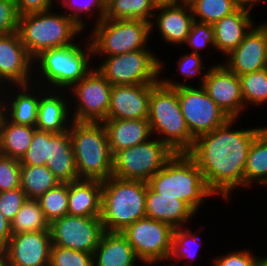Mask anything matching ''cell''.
<instances>
[{
	"label": "cell",
	"mask_w": 267,
	"mask_h": 266,
	"mask_svg": "<svg viewBox=\"0 0 267 266\" xmlns=\"http://www.w3.org/2000/svg\"><path fill=\"white\" fill-rule=\"evenodd\" d=\"M237 119L230 118L210 133L197 137L187 152L203 173L209 190L230 200L235 188H244V170L251 143L264 128L234 129Z\"/></svg>",
	"instance_id": "cell-1"
},
{
	"label": "cell",
	"mask_w": 267,
	"mask_h": 266,
	"mask_svg": "<svg viewBox=\"0 0 267 266\" xmlns=\"http://www.w3.org/2000/svg\"><path fill=\"white\" fill-rule=\"evenodd\" d=\"M147 185L159 196H174L195 214L205 200L215 195L209 190L195 160L187 152L175 153Z\"/></svg>",
	"instance_id": "cell-2"
},
{
	"label": "cell",
	"mask_w": 267,
	"mask_h": 266,
	"mask_svg": "<svg viewBox=\"0 0 267 266\" xmlns=\"http://www.w3.org/2000/svg\"><path fill=\"white\" fill-rule=\"evenodd\" d=\"M86 41L84 49L75 42L63 47L42 51L33 59V66L35 67L33 68L35 69L33 74L38 78L33 80V83L41 88V82L38 84L37 81L42 78L40 80L42 81L41 84L43 85L46 82V89H63L65 91L78 83L93 69L92 63H90L91 57H93V48L89 39H86ZM37 76H40V78Z\"/></svg>",
	"instance_id": "cell-3"
},
{
	"label": "cell",
	"mask_w": 267,
	"mask_h": 266,
	"mask_svg": "<svg viewBox=\"0 0 267 266\" xmlns=\"http://www.w3.org/2000/svg\"><path fill=\"white\" fill-rule=\"evenodd\" d=\"M79 179L105 181L113 173V154L102 122L72 121L69 128Z\"/></svg>",
	"instance_id": "cell-4"
},
{
	"label": "cell",
	"mask_w": 267,
	"mask_h": 266,
	"mask_svg": "<svg viewBox=\"0 0 267 266\" xmlns=\"http://www.w3.org/2000/svg\"><path fill=\"white\" fill-rule=\"evenodd\" d=\"M147 182L114 176L102 181L101 222L107 232H122L146 217Z\"/></svg>",
	"instance_id": "cell-5"
},
{
	"label": "cell",
	"mask_w": 267,
	"mask_h": 266,
	"mask_svg": "<svg viewBox=\"0 0 267 266\" xmlns=\"http://www.w3.org/2000/svg\"><path fill=\"white\" fill-rule=\"evenodd\" d=\"M148 121L153 137L166 143L175 153L188 152L195 139L182 114L178 93L161 81L151 84Z\"/></svg>",
	"instance_id": "cell-6"
},
{
	"label": "cell",
	"mask_w": 267,
	"mask_h": 266,
	"mask_svg": "<svg viewBox=\"0 0 267 266\" xmlns=\"http://www.w3.org/2000/svg\"><path fill=\"white\" fill-rule=\"evenodd\" d=\"M52 10L20 16L18 33L28 54L34 59L42 51L75 43L84 33L66 13Z\"/></svg>",
	"instance_id": "cell-7"
},
{
	"label": "cell",
	"mask_w": 267,
	"mask_h": 266,
	"mask_svg": "<svg viewBox=\"0 0 267 266\" xmlns=\"http://www.w3.org/2000/svg\"><path fill=\"white\" fill-rule=\"evenodd\" d=\"M93 25L89 41L94 57L98 54L109 57L148 48L151 25L146 21L103 18Z\"/></svg>",
	"instance_id": "cell-8"
},
{
	"label": "cell",
	"mask_w": 267,
	"mask_h": 266,
	"mask_svg": "<svg viewBox=\"0 0 267 266\" xmlns=\"http://www.w3.org/2000/svg\"><path fill=\"white\" fill-rule=\"evenodd\" d=\"M163 63L148 47L104 57L96 69L111 85L154 84L160 81Z\"/></svg>",
	"instance_id": "cell-9"
},
{
	"label": "cell",
	"mask_w": 267,
	"mask_h": 266,
	"mask_svg": "<svg viewBox=\"0 0 267 266\" xmlns=\"http://www.w3.org/2000/svg\"><path fill=\"white\" fill-rule=\"evenodd\" d=\"M174 154L175 152L158 138L148 139L113 155L112 176L147 182Z\"/></svg>",
	"instance_id": "cell-10"
},
{
	"label": "cell",
	"mask_w": 267,
	"mask_h": 266,
	"mask_svg": "<svg viewBox=\"0 0 267 266\" xmlns=\"http://www.w3.org/2000/svg\"><path fill=\"white\" fill-rule=\"evenodd\" d=\"M173 230L166 222L144 217L128 225L121 233L127 238L140 263L154 266L168 261Z\"/></svg>",
	"instance_id": "cell-11"
},
{
	"label": "cell",
	"mask_w": 267,
	"mask_h": 266,
	"mask_svg": "<svg viewBox=\"0 0 267 266\" xmlns=\"http://www.w3.org/2000/svg\"><path fill=\"white\" fill-rule=\"evenodd\" d=\"M175 88L182 114L194 139L225 124L230 117L198 85Z\"/></svg>",
	"instance_id": "cell-12"
},
{
	"label": "cell",
	"mask_w": 267,
	"mask_h": 266,
	"mask_svg": "<svg viewBox=\"0 0 267 266\" xmlns=\"http://www.w3.org/2000/svg\"><path fill=\"white\" fill-rule=\"evenodd\" d=\"M112 85L94 67L69 90L75 105L70 111L73 121L102 122L107 119ZM75 108V109H74ZM73 113V114H72Z\"/></svg>",
	"instance_id": "cell-13"
},
{
	"label": "cell",
	"mask_w": 267,
	"mask_h": 266,
	"mask_svg": "<svg viewBox=\"0 0 267 266\" xmlns=\"http://www.w3.org/2000/svg\"><path fill=\"white\" fill-rule=\"evenodd\" d=\"M104 232L100 217L67 214L50 223L52 245L92 254Z\"/></svg>",
	"instance_id": "cell-14"
},
{
	"label": "cell",
	"mask_w": 267,
	"mask_h": 266,
	"mask_svg": "<svg viewBox=\"0 0 267 266\" xmlns=\"http://www.w3.org/2000/svg\"><path fill=\"white\" fill-rule=\"evenodd\" d=\"M202 87L230 118L238 119L244 113V99L239 77L223 62L210 65Z\"/></svg>",
	"instance_id": "cell-15"
},
{
	"label": "cell",
	"mask_w": 267,
	"mask_h": 266,
	"mask_svg": "<svg viewBox=\"0 0 267 266\" xmlns=\"http://www.w3.org/2000/svg\"><path fill=\"white\" fill-rule=\"evenodd\" d=\"M50 230L13 234L4 246L7 266H49Z\"/></svg>",
	"instance_id": "cell-16"
},
{
	"label": "cell",
	"mask_w": 267,
	"mask_h": 266,
	"mask_svg": "<svg viewBox=\"0 0 267 266\" xmlns=\"http://www.w3.org/2000/svg\"><path fill=\"white\" fill-rule=\"evenodd\" d=\"M226 57L223 64L237 76L267 68V25H254Z\"/></svg>",
	"instance_id": "cell-17"
},
{
	"label": "cell",
	"mask_w": 267,
	"mask_h": 266,
	"mask_svg": "<svg viewBox=\"0 0 267 266\" xmlns=\"http://www.w3.org/2000/svg\"><path fill=\"white\" fill-rule=\"evenodd\" d=\"M33 58L17 32L0 35V74L10 86L33 84ZM32 69V70H31Z\"/></svg>",
	"instance_id": "cell-18"
},
{
	"label": "cell",
	"mask_w": 267,
	"mask_h": 266,
	"mask_svg": "<svg viewBox=\"0 0 267 266\" xmlns=\"http://www.w3.org/2000/svg\"><path fill=\"white\" fill-rule=\"evenodd\" d=\"M151 84L112 85L107 119H148Z\"/></svg>",
	"instance_id": "cell-19"
},
{
	"label": "cell",
	"mask_w": 267,
	"mask_h": 266,
	"mask_svg": "<svg viewBox=\"0 0 267 266\" xmlns=\"http://www.w3.org/2000/svg\"><path fill=\"white\" fill-rule=\"evenodd\" d=\"M155 11L150 23L151 33L156 28L168 45H184L194 22L189 3L157 6Z\"/></svg>",
	"instance_id": "cell-20"
},
{
	"label": "cell",
	"mask_w": 267,
	"mask_h": 266,
	"mask_svg": "<svg viewBox=\"0 0 267 266\" xmlns=\"http://www.w3.org/2000/svg\"><path fill=\"white\" fill-rule=\"evenodd\" d=\"M42 89L35 127L53 133L68 131L73 120L69 113L71 101L66 100L65 96L67 93L63 90L46 89L44 85Z\"/></svg>",
	"instance_id": "cell-21"
},
{
	"label": "cell",
	"mask_w": 267,
	"mask_h": 266,
	"mask_svg": "<svg viewBox=\"0 0 267 266\" xmlns=\"http://www.w3.org/2000/svg\"><path fill=\"white\" fill-rule=\"evenodd\" d=\"M251 9L247 6H240L235 12L212 25L215 35V50L218 53L227 56L237 48L246 34L256 24L252 19Z\"/></svg>",
	"instance_id": "cell-22"
},
{
	"label": "cell",
	"mask_w": 267,
	"mask_h": 266,
	"mask_svg": "<svg viewBox=\"0 0 267 266\" xmlns=\"http://www.w3.org/2000/svg\"><path fill=\"white\" fill-rule=\"evenodd\" d=\"M102 123L113 155L153 137L148 119H105Z\"/></svg>",
	"instance_id": "cell-23"
},
{
	"label": "cell",
	"mask_w": 267,
	"mask_h": 266,
	"mask_svg": "<svg viewBox=\"0 0 267 266\" xmlns=\"http://www.w3.org/2000/svg\"><path fill=\"white\" fill-rule=\"evenodd\" d=\"M31 85L32 84L9 86V91L7 90L5 93V117L9 121L15 124L29 125L32 127L36 126L42 89L39 88L38 91L37 85H35L36 87L34 86V83L33 86ZM15 88L18 90L16 91ZM9 98L10 100H8Z\"/></svg>",
	"instance_id": "cell-24"
},
{
	"label": "cell",
	"mask_w": 267,
	"mask_h": 266,
	"mask_svg": "<svg viewBox=\"0 0 267 266\" xmlns=\"http://www.w3.org/2000/svg\"><path fill=\"white\" fill-rule=\"evenodd\" d=\"M195 213L174 196H159L147 185L146 217L170 224L173 228L184 227Z\"/></svg>",
	"instance_id": "cell-25"
},
{
	"label": "cell",
	"mask_w": 267,
	"mask_h": 266,
	"mask_svg": "<svg viewBox=\"0 0 267 266\" xmlns=\"http://www.w3.org/2000/svg\"><path fill=\"white\" fill-rule=\"evenodd\" d=\"M60 183L79 180L69 130L55 133L48 141V161L45 164Z\"/></svg>",
	"instance_id": "cell-26"
},
{
	"label": "cell",
	"mask_w": 267,
	"mask_h": 266,
	"mask_svg": "<svg viewBox=\"0 0 267 266\" xmlns=\"http://www.w3.org/2000/svg\"><path fill=\"white\" fill-rule=\"evenodd\" d=\"M68 214L101 217L102 181L79 179L68 183Z\"/></svg>",
	"instance_id": "cell-27"
},
{
	"label": "cell",
	"mask_w": 267,
	"mask_h": 266,
	"mask_svg": "<svg viewBox=\"0 0 267 266\" xmlns=\"http://www.w3.org/2000/svg\"><path fill=\"white\" fill-rule=\"evenodd\" d=\"M138 260L121 232L105 231L93 253V266H136Z\"/></svg>",
	"instance_id": "cell-28"
},
{
	"label": "cell",
	"mask_w": 267,
	"mask_h": 266,
	"mask_svg": "<svg viewBox=\"0 0 267 266\" xmlns=\"http://www.w3.org/2000/svg\"><path fill=\"white\" fill-rule=\"evenodd\" d=\"M36 129L15 124L5 117L0 124V154L20 160L30 146Z\"/></svg>",
	"instance_id": "cell-29"
},
{
	"label": "cell",
	"mask_w": 267,
	"mask_h": 266,
	"mask_svg": "<svg viewBox=\"0 0 267 266\" xmlns=\"http://www.w3.org/2000/svg\"><path fill=\"white\" fill-rule=\"evenodd\" d=\"M267 186V126L253 139L244 170V187Z\"/></svg>",
	"instance_id": "cell-30"
},
{
	"label": "cell",
	"mask_w": 267,
	"mask_h": 266,
	"mask_svg": "<svg viewBox=\"0 0 267 266\" xmlns=\"http://www.w3.org/2000/svg\"><path fill=\"white\" fill-rule=\"evenodd\" d=\"M156 7L154 0H106L103 18L138 19L151 23Z\"/></svg>",
	"instance_id": "cell-31"
},
{
	"label": "cell",
	"mask_w": 267,
	"mask_h": 266,
	"mask_svg": "<svg viewBox=\"0 0 267 266\" xmlns=\"http://www.w3.org/2000/svg\"><path fill=\"white\" fill-rule=\"evenodd\" d=\"M20 174V188L25 192L28 199L37 200L49 189L60 184V181L46 165H20Z\"/></svg>",
	"instance_id": "cell-32"
},
{
	"label": "cell",
	"mask_w": 267,
	"mask_h": 266,
	"mask_svg": "<svg viewBox=\"0 0 267 266\" xmlns=\"http://www.w3.org/2000/svg\"><path fill=\"white\" fill-rule=\"evenodd\" d=\"M42 230H50V223L46 219L39 202L35 199H28L11 222L12 234Z\"/></svg>",
	"instance_id": "cell-33"
},
{
	"label": "cell",
	"mask_w": 267,
	"mask_h": 266,
	"mask_svg": "<svg viewBox=\"0 0 267 266\" xmlns=\"http://www.w3.org/2000/svg\"><path fill=\"white\" fill-rule=\"evenodd\" d=\"M189 5L194 21L211 25L241 6L235 0H189Z\"/></svg>",
	"instance_id": "cell-34"
},
{
	"label": "cell",
	"mask_w": 267,
	"mask_h": 266,
	"mask_svg": "<svg viewBox=\"0 0 267 266\" xmlns=\"http://www.w3.org/2000/svg\"><path fill=\"white\" fill-rule=\"evenodd\" d=\"M244 99V109L247 105L261 106L267 103V68L238 76Z\"/></svg>",
	"instance_id": "cell-35"
},
{
	"label": "cell",
	"mask_w": 267,
	"mask_h": 266,
	"mask_svg": "<svg viewBox=\"0 0 267 266\" xmlns=\"http://www.w3.org/2000/svg\"><path fill=\"white\" fill-rule=\"evenodd\" d=\"M201 236L197 235V233L192 231L191 229H185L184 227L174 228L173 237H172V245H171V253L168 261L172 260L175 262L176 260L179 262L180 260H184L187 262H194V259L198 257L199 246L198 244ZM198 244V246H196ZM195 245V246H194ZM191 259V260H189Z\"/></svg>",
	"instance_id": "cell-36"
},
{
	"label": "cell",
	"mask_w": 267,
	"mask_h": 266,
	"mask_svg": "<svg viewBox=\"0 0 267 266\" xmlns=\"http://www.w3.org/2000/svg\"><path fill=\"white\" fill-rule=\"evenodd\" d=\"M37 201L49 223L66 216L69 205L68 183H60L55 188L49 189Z\"/></svg>",
	"instance_id": "cell-37"
},
{
	"label": "cell",
	"mask_w": 267,
	"mask_h": 266,
	"mask_svg": "<svg viewBox=\"0 0 267 266\" xmlns=\"http://www.w3.org/2000/svg\"><path fill=\"white\" fill-rule=\"evenodd\" d=\"M202 55L200 54H195L192 53L191 54H186V55H181L180 59L178 60V64H177V69L179 74H182V76H184V78L186 77V79L184 80V82H179V81H174L175 79H170L169 78H160V81L166 86V87H170V88H178V87H186L189 86L188 83L186 84V81L188 80V77L191 78L194 76H201V79L198 80L200 81L198 84H200V86L203 85L204 83V77L206 75V73L208 72V69L206 70V66L203 65V59L201 57ZM206 70V71H203ZM205 72V73H204Z\"/></svg>",
	"instance_id": "cell-38"
},
{
	"label": "cell",
	"mask_w": 267,
	"mask_h": 266,
	"mask_svg": "<svg viewBox=\"0 0 267 266\" xmlns=\"http://www.w3.org/2000/svg\"><path fill=\"white\" fill-rule=\"evenodd\" d=\"M57 9L61 7H65V9H68L70 11H67L69 13H66L69 17H71L79 26H81L83 29L87 28L86 27V22L85 19L83 20V14L84 16L85 13L88 14V16H93L95 13L98 16L96 18L95 23H98L103 19L104 12H105V1L106 0H57ZM84 1V2H83ZM59 2L61 3L59 5ZM97 10V11H96ZM94 13V14H93Z\"/></svg>",
	"instance_id": "cell-39"
},
{
	"label": "cell",
	"mask_w": 267,
	"mask_h": 266,
	"mask_svg": "<svg viewBox=\"0 0 267 266\" xmlns=\"http://www.w3.org/2000/svg\"><path fill=\"white\" fill-rule=\"evenodd\" d=\"M55 133L36 129L30 146L19 160L21 165L41 166L48 161V141Z\"/></svg>",
	"instance_id": "cell-40"
},
{
	"label": "cell",
	"mask_w": 267,
	"mask_h": 266,
	"mask_svg": "<svg viewBox=\"0 0 267 266\" xmlns=\"http://www.w3.org/2000/svg\"><path fill=\"white\" fill-rule=\"evenodd\" d=\"M49 266H93V254L52 245Z\"/></svg>",
	"instance_id": "cell-41"
},
{
	"label": "cell",
	"mask_w": 267,
	"mask_h": 266,
	"mask_svg": "<svg viewBox=\"0 0 267 266\" xmlns=\"http://www.w3.org/2000/svg\"><path fill=\"white\" fill-rule=\"evenodd\" d=\"M192 48V53L200 54L201 50L211 46L215 49L214 28L211 24L194 21L184 45Z\"/></svg>",
	"instance_id": "cell-42"
},
{
	"label": "cell",
	"mask_w": 267,
	"mask_h": 266,
	"mask_svg": "<svg viewBox=\"0 0 267 266\" xmlns=\"http://www.w3.org/2000/svg\"><path fill=\"white\" fill-rule=\"evenodd\" d=\"M19 159L0 154V192L20 188Z\"/></svg>",
	"instance_id": "cell-43"
},
{
	"label": "cell",
	"mask_w": 267,
	"mask_h": 266,
	"mask_svg": "<svg viewBox=\"0 0 267 266\" xmlns=\"http://www.w3.org/2000/svg\"><path fill=\"white\" fill-rule=\"evenodd\" d=\"M27 200L21 188L0 192V212L9 222H12Z\"/></svg>",
	"instance_id": "cell-44"
},
{
	"label": "cell",
	"mask_w": 267,
	"mask_h": 266,
	"mask_svg": "<svg viewBox=\"0 0 267 266\" xmlns=\"http://www.w3.org/2000/svg\"><path fill=\"white\" fill-rule=\"evenodd\" d=\"M20 14L15 0H0V35L18 31Z\"/></svg>",
	"instance_id": "cell-45"
},
{
	"label": "cell",
	"mask_w": 267,
	"mask_h": 266,
	"mask_svg": "<svg viewBox=\"0 0 267 266\" xmlns=\"http://www.w3.org/2000/svg\"><path fill=\"white\" fill-rule=\"evenodd\" d=\"M257 257L249 249L230 250L229 253L214 258L212 266H256Z\"/></svg>",
	"instance_id": "cell-46"
},
{
	"label": "cell",
	"mask_w": 267,
	"mask_h": 266,
	"mask_svg": "<svg viewBox=\"0 0 267 266\" xmlns=\"http://www.w3.org/2000/svg\"><path fill=\"white\" fill-rule=\"evenodd\" d=\"M55 0H15L20 16L52 10Z\"/></svg>",
	"instance_id": "cell-47"
},
{
	"label": "cell",
	"mask_w": 267,
	"mask_h": 266,
	"mask_svg": "<svg viewBox=\"0 0 267 266\" xmlns=\"http://www.w3.org/2000/svg\"><path fill=\"white\" fill-rule=\"evenodd\" d=\"M11 222L0 212V246H5L12 236Z\"/></svg>",
	"instance_id": "cell-48"
},
{
	"label": "cell",
	"mask_w": 267,
	"mask_h": 266,
	"mask_svg": "<svg viewBox=\"0 0 267 266\" xmlns=\"http://www.w3.org/2000/svg\"><path fill=\"white\" fill-rule=\"evenodd\" d=\"M6 90H0V124L5 118V100H6Z\"/></svg>",
	"instance_id": "cell-49"
},
{
	"label": "cell",
	"mask_w": 267,
	"mask_h": 266,
	"mask_svg": "<svg viewBox=\"0 0 267 266\" xmlns=\"http://www.w3.org/2000/svg\"><path fill=\"white\" fill-rule=\"evenodd\" d=\"M156 6L162 5H177L189 3V0H154Z\"/></svg>",
	"instance_id": "cell-50"
},
{
	"label": "cell",
	"mask_w": 267,
	"mask_h": 266,
	"mask_svg": "<svg viewBox=\"0 0 267 266\" xmlns=\"http://www.w3.org/2000/svg\"><path fill=\"white\" fill-rule=\"evenodd\" d=\"M235 1L241 6H247V7H250L252 9L255 5H257L258 3H261V1H262V3L266 2V0H235Z\"/></svg>",
	"instance_id": "cell-51"
},
{
	"label": "cell",
	"mask_w": 267,
	"mask_h": 266,
	"mask_svg": "<svg viewBox=\"0 0 267 266\" xmlns=\"http://www.w3.org/2000/svg\"><path fill=\"white\" fill-rule=\"evenodd\" d=\"M0 266H7L6 251L3 246H0Z\"/></svg>",
	"instance_id": "cell-52"
},
{
	"label": "cell",
	"mask_w": 267,
	"mask_h": 266,
	"mask_svg": "<svg viewBox=\"0 0 267 266\" xmlns=\"http://www.w3.org/2000/svg\"><path fill=\"white\" fill-rule=\"evenodd\" d=\"M256 266H267V256L257 257Z\"/></svg>",
	"instance_id": "cell-53"
},
{
	"label": "cell",
	"mask_w": 267,
	"mask_h": 266,
	"mask_svg": "<svg viewBox=\"0 0 267 266\" xmlns=\"http://www.w3.org/2000/svg\"><path fill=\"white\" fill-rule=\"evenodd\" d=\"M2 86H4V87H2ZM8 86H10V85L3 79V77L0 74V90H6V89L8 90L9 89Z\"/></svg>",
	"instance_id": "cell-54"
},
{
	"label": "cell",
	"mask_w": 267,
	"mask_h": 266,
	"mask_svg": "<svg viewBox=\"0 0 267 266\" xmlns=\"http://www.w3.org/2000/svg\"><path fill=\"white\" fill-rule=\"evenodd\" d=\"M174 264H176V265H174ZM177 264H179L178 262L176 263H174V262H172V264L170 263V265H168V264H166L167 266H179V265H177ZM166 265H164V266H166Z\"/></svg>",
	"instance_id": "cell-55"
}]
</instances>
